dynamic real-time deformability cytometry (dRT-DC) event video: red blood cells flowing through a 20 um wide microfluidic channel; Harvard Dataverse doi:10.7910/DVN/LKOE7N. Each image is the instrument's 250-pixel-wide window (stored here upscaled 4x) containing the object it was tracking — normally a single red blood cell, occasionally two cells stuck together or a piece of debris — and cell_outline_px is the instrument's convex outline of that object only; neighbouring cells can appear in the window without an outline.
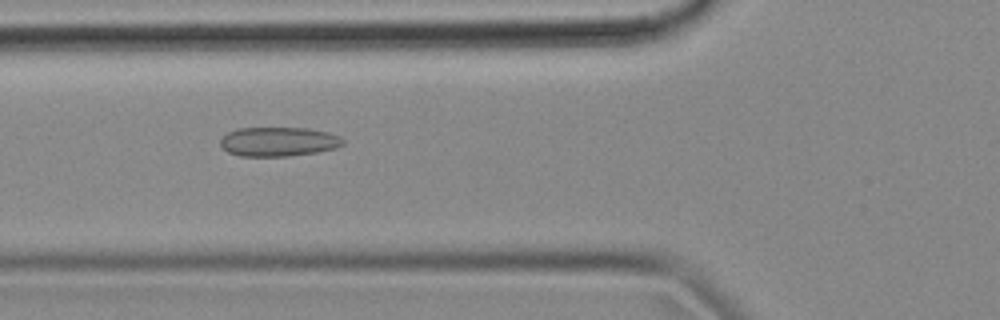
{"species": "common noctule bat (a hibernating species)", "species_latin": "Nyctalus noctula", "temperature_condition": "cold", "stored_images_in_passage": 45, "camera_frame_rate_fps": 3000, "um_per_image_px": 0.085, "animal": {"sex": "female", "body_mass_g": 18.4}, "frame": {"image": 1, "passage_image": 19, "time_ms": 6.0, "image_size_px": [1000, 320], "cell_outline_px": [[344, 144], [336, 148], [316, 152], [288, 156], [240, 156], [228, 152], [220, 144], [220, 140], [228, 132], [236, 128], [308, 128], [328, 132], [340, 136], [344, 140]], "centroid_in_image_um": [23.69, 12.04], "position_along_channel_um": 102.1, "area_um2": 20.92}}
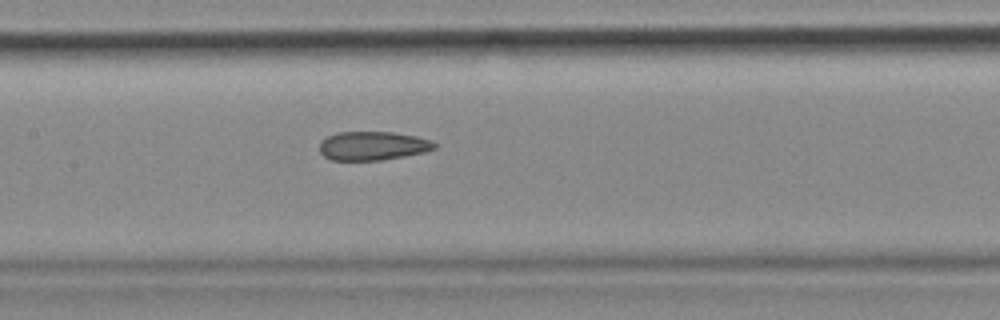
{"frame": {"image": 2, "passage_image": 25, "time_ms": 8.0, "image_size_px": [1000, 320], "cell_outline_px": [[436, 148], [424, 152], [404, 156], [380, 160], [332, 160], [324, 156], [320, 152], [320, 144], [328, 136], [336, 132], [392, 132], [416, 136], [432, 140], [436, 144]], "centroid_in_image_um": [31.7, 12.39], "position_along_channel_um": 175.7, "area_um2": 19.19}}
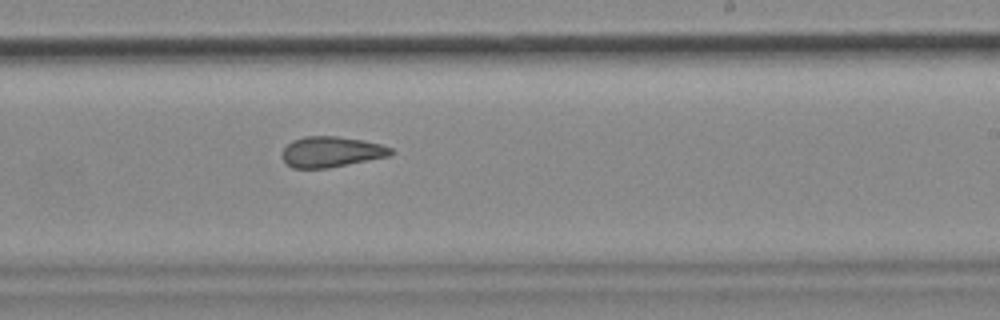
{"frame": {"image": 3, "passage_image": 32, "time_ms": 10.333, "image_size_px": [1000, 320], "cell_outline_px": [[396, 152], [388, 156], [328, 168], [292, 168], [280, 156], [284, 148], [292, 140], [304, 136], [336, 136], [364, 140], [380, 144], [392, 148]], "centroid_in_image_um": [28.15, 12.9], "position_along_channel_um": 260.9, "area_um2": 19.42}, "authors_computed_cell_mechanics": {"area_um2": 20.519, "velocity_mm_per_s": 3.6734, "shape_relaxation_time_tau1_ms": null, "shape_relaxation_time_tau2_ms": 2.9444, "deformation_change_tau1": null, "deformation_change_tau2": 0.1027}}